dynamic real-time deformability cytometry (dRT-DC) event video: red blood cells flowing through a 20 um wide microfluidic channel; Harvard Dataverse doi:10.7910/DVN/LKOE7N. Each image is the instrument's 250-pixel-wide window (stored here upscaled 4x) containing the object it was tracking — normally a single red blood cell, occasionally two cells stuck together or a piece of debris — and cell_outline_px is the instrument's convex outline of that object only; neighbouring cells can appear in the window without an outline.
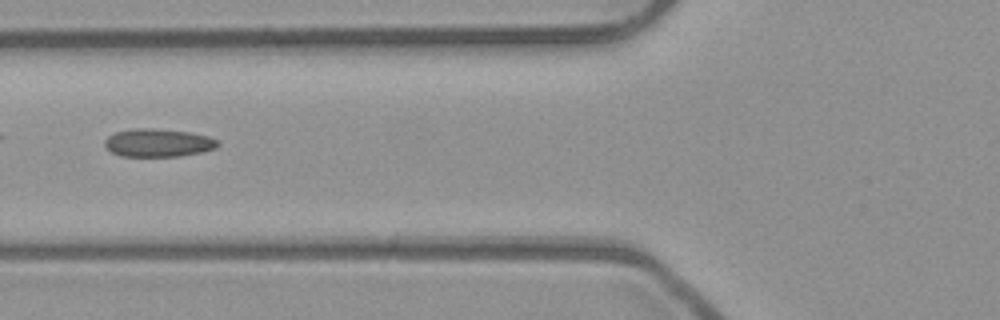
{"species": "common noctule bat (a hibernating species)", "species_latin": "Nyctalus noctula", "temperature_condition": "room temperature", "stored_images_in_passage": 47, "camera_frame_rate_fps": 3000, "um_per_image_px": 0.085, "animal": {"sex": "male", "body_mass_g": 23.1, "forearm_length_mm": 52.7}, "frame": {"image": 1, "passage_image": 15, "time_ms": 4.667, "image_size_px": [1000, 320], "cell_outline_px": [[220, 144], [216, 148], [200, 152], [180, 156], [120, 156], [112, 152], [104, 144], [104, 140], [108, 136], [116, 132], [136, 128], [152, 128], [192, 132], [208, 136], [220, 140]], "centroid_in_image_um": [13.48, 12.13], "position_along_channel_um": 112.3, "area_um2": 18.55}}
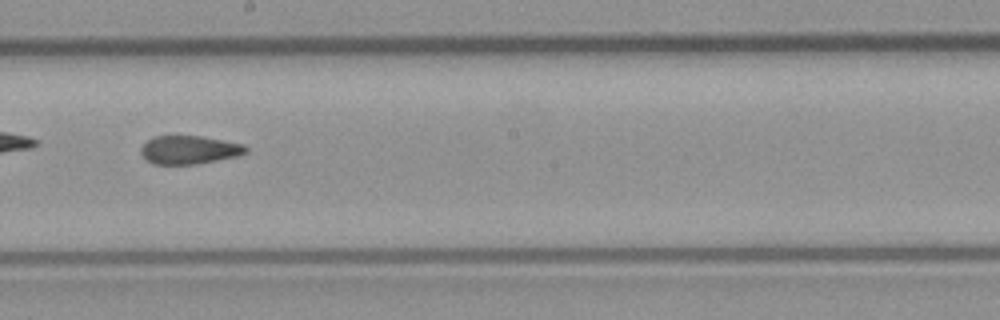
{"frame": {"image": 2, "passage_image": 24, "time_ms": 7.667, "image_size_px": [1000, 320], "cell_outline_px": [[248, 152], [236, 156], [196, 164], [152, 164], [140, 152], [140, 148], [148, 140], [156, 136], [200, 136], [244, 144], [248, 148]], "centroid_in_image_um": [16.09, 12.73], "position_along_channel_um": 232.1, "area_um2": 17.17}}
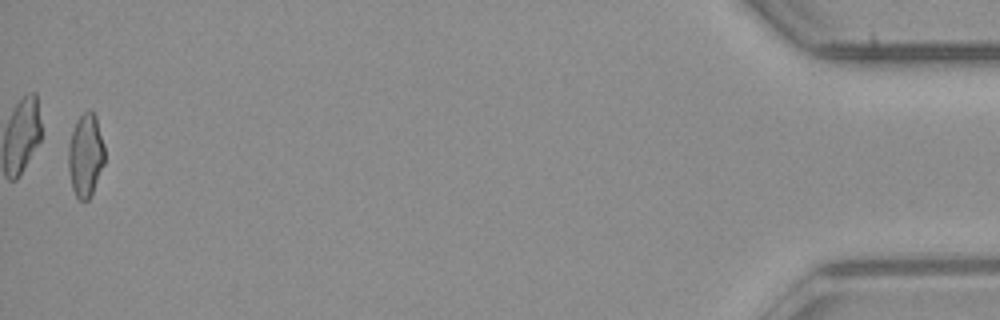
{"frame": {"image": 3, "passage_image": 46, "time_ms": 15.0, "image_size_px": [1000, 320], "cell_outline_px": [[104, 164], [92, 192], [88, 200], [80, 200], [76, 196], [72, 188], [68, 168], [68, 148], [72, 132], [76, 120], [88, 108], [96, 116], [104, 144]], "centroid_in_image_um": [7.27, 13.18], "position_along_channel_um": 427.9, "area_um2": 17.51}, "authors_computed_cell_mechanics": {"area_um2": 18.0336, "velocity_mm_per_s": 3.9731, "shape_relaxation_time_tau1_ms": null, "shape_relaxation_time_tau2_ms": 2.7529, "deformation_change_tau1": null, "deformation_change_tau2": 0.0836}}